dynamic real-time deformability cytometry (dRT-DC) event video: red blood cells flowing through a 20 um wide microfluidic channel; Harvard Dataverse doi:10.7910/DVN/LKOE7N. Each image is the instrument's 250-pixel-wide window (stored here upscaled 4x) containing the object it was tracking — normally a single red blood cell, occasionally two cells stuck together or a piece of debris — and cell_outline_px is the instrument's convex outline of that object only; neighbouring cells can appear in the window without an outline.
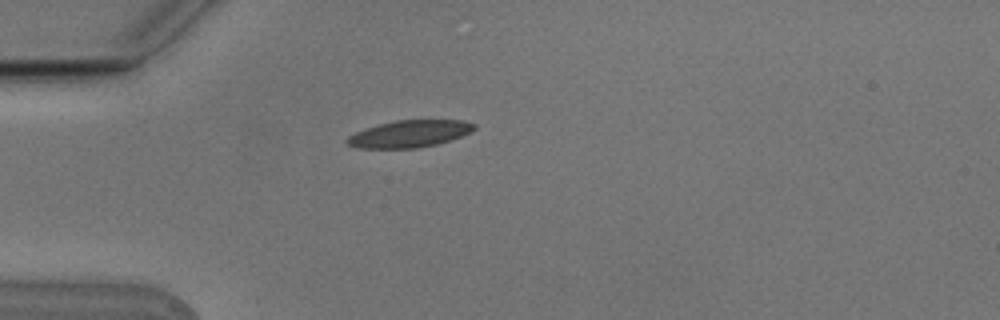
{"species": "Egyptian fruit bat (a non-hibernating species)", "species_latin": "Rousettus aegyptiacus", "temperature_condition": "cold", "stored_images_in_passage": 2, "camera_frame_rate_fps": 3000, "um_per_image_px": 0.085, "animal": {"sex": "male"}, "frame": {"image": 1, "passage_image": 2, "time_ms": 0.333, "image_size_px": [1000, 320], "cell_outline_px": [[476, 128], [460, 136], [436, 144], [416, 148], [356, 148], [348, 144], [344, 140], [348, 136], [356, 132], [380, 124], [396, 120], [464, 120], [476, 124]], "centroid_in_image_um": [34.78, 11.37], "position_along_channel_um": 50.2, "area_um2": 19.77}}